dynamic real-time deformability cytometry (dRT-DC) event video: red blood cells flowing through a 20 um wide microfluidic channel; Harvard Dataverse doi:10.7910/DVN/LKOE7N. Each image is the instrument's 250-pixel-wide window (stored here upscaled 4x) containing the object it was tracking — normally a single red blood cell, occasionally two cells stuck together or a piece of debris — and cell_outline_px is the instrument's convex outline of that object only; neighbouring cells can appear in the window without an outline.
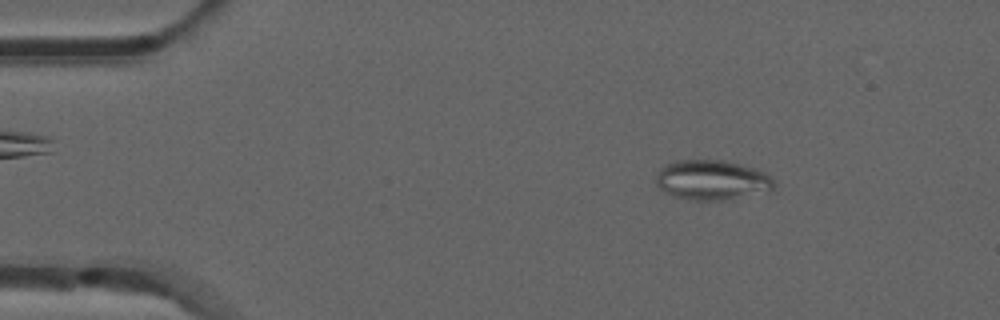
{"species": "common noctule bat (a hibernating species)", "species_latin": "Nyctalus noctula", "temperature_condition": "room temperature", "stored_images_in_passage": 51, "camera_frame_rate_fps": 3000, "um_per_image_px": 0.085, "animal": {"sex": "male", "forearm_length_mm": 52.5}, "frame": {"image": 1, "passage_image": 7, "time_ms": 2.0, "image_size_px": [1000, 320], "cell_outline_px": [[776, 192], [724, 200], [692, 200], [676, 196], [660, 188], [656, 184], [656, 176], [660, 168], [676, 160], [724, 160], [740, 164], [764, 172], [776, 180]], "centroid_in_image_um": [60.63, 15.32], "position_along_channel_um": 24.4, "area_um2": 27.8}}
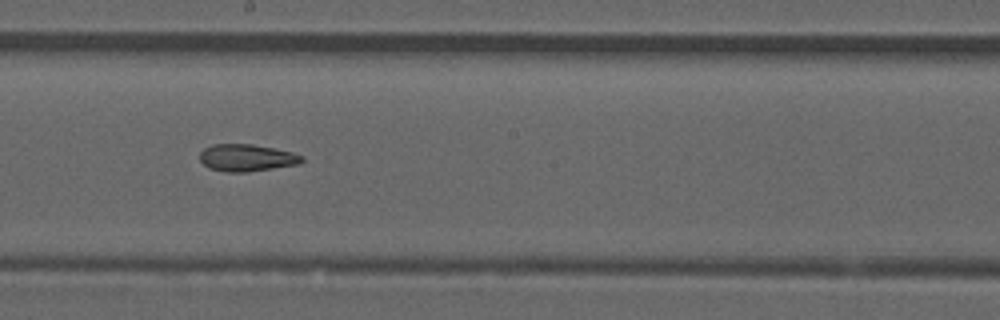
{"frame": {"image": 2, "passage_image": 28, "time_ms": 9.0, "image_size_px": [1000, 320], "cell_outline_px": [[304, 160], [296, 164], [272, 168], [244, 172], [224, 172], [208, 168], [200, 160], [200, 152], [204, 148], [212, 144], [252, 144], [292, 152], [304, 156]], "centroid_in_image_um": [20.93, 13.4], "position_along_channel_um": 227.3, "area_um2": 16.01}}
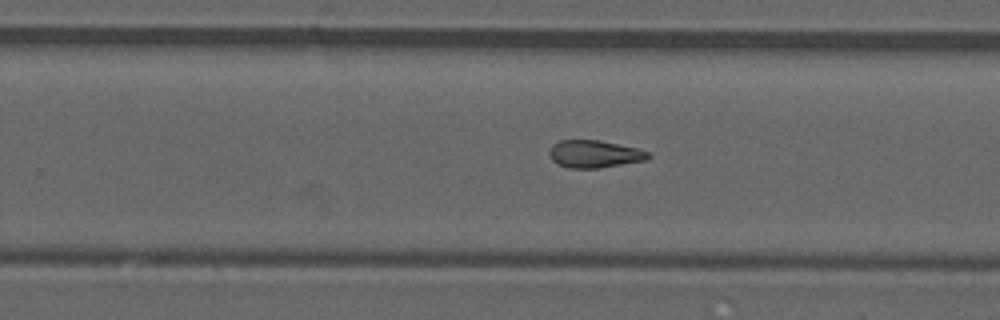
{"frame": {"image": 3, "passage_image": 32, "time_ms": 10.333, "image_size_px": [1000, 320], "cell_outline_px": [[652, 156], [648, 160], [600, 168], [568, 168], [556, 164], [548, 156], [548, 152], [552, 144], [560, 140], [600, 140], [636, 148], [648, 152]], "centroid_in_image_um": [50.5, 13.1], "position_along_channel_um": 279.3, "area_um2": 16.07}, "authors_computed_cell_mechanics": {"area_um2": 16.8198, "velocity_mm_per_s": 3.917, "shape_relaxation_time_tau1_ms": null, "shape_relaxation_time_tau2_ms": 5.5481, "deformation_change_tau1": null, "deformation_change_tau2": 0.1321}}